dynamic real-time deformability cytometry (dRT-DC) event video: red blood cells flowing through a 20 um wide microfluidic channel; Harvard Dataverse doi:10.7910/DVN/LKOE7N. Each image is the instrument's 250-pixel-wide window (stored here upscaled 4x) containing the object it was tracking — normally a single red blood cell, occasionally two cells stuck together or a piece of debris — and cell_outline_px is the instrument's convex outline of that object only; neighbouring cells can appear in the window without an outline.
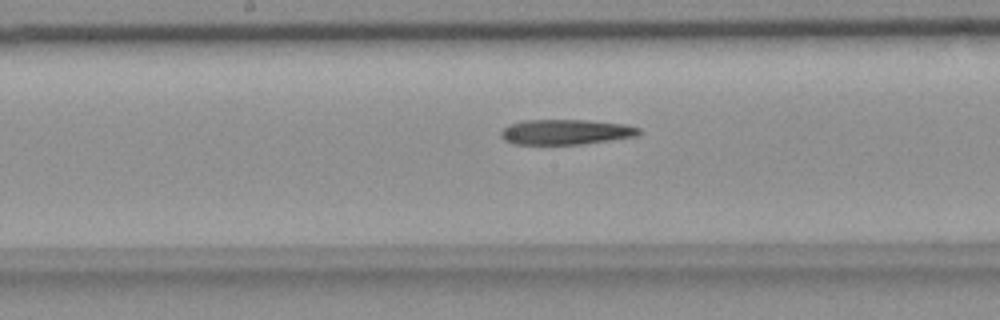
{"species": "common noctule bat (a hibernating species)", "species_latin": "Nyctalus noctula", "temperature_condition": "room temperature", "stored_images_in_passage": 28, "camera_frame_rate_fps": 3000, "um_per_image_px": 0.085, "animal": {"sex": "female", "body_mass_g": 18.4}, "frame": {"image": 1, "passage_image": 11, "time_ms": 3.333, "image_size_px": [1000, 320], "cell_outline_px": [[640, 132], [636, 136], [584, 144], [512, 144], [504, 140], [500, 136], [500, 132], [508, 124], [524, 120], [588, 120], [624, 124], [640, 128]], "centroid_in_image_um": [48.05, 11.22], "position_along_channel_um": 200.1, "area_um2": 20.29}}
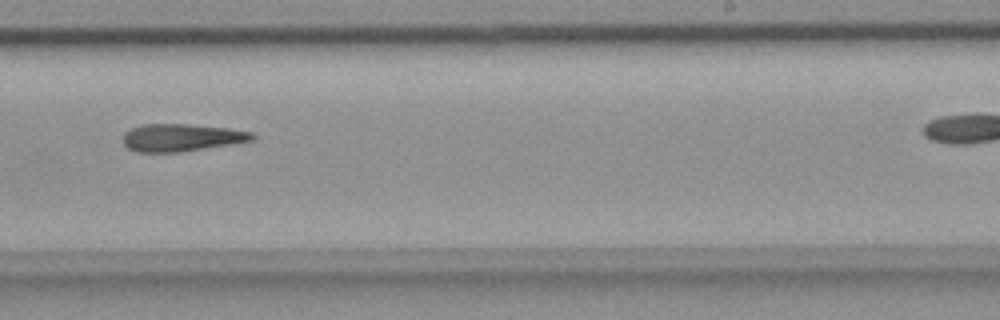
{"frame": {"image": 2, "passage_image": 17, "time_ms": 5.333, "image_size_px": [1000, 320], "cell_outline_px": [[256, 136], [252, 140], [180, 152], [136, 152], [128, 148], [124, 144], [124, 132], [140, 124], [188, 124], [228, 128], [252, 132]], "centroid_in_image_um": [15.38, 11.68], "position_along_channel_um": 273.6, "area_um2": 20.52}}
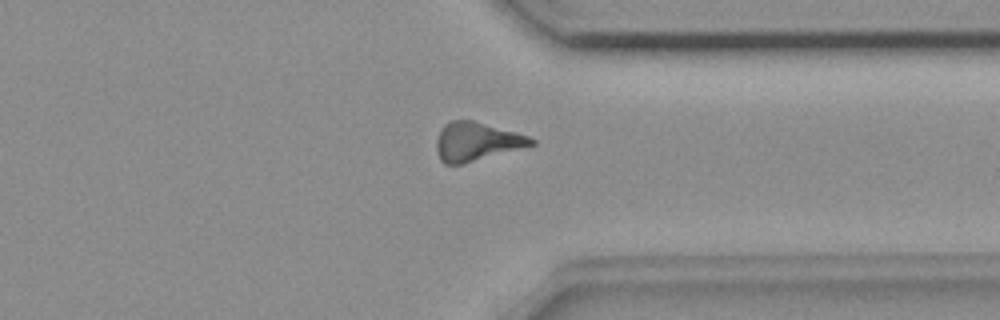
{"frame": {"image": 3, "passage_image": 25, "time_ms": 8.0, "image_size_px": [1000, 320], "cell_outline_px": [[536, 144], [464, 164], [444, 164], [440, 160], [436, 152], [436, 140], [440, 128], [444, 124], [452, 120], [472, 120], [516, 132], [528, 136], [536, 140]], "centroid_in_image_um": [40.47, 12.04], "position_along_channel_um": 370.9, "area_um2": 21.44}}